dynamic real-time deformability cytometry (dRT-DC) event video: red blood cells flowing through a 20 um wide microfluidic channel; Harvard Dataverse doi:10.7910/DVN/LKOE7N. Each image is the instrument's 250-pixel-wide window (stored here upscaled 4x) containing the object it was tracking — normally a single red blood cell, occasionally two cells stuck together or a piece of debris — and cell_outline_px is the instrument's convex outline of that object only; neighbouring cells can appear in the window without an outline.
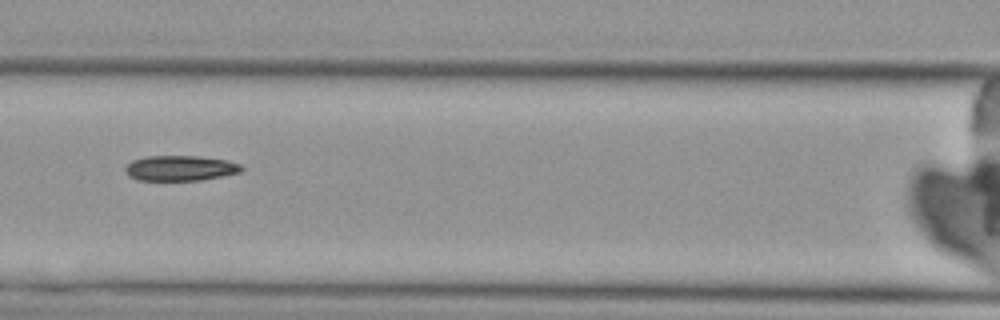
{"species": "Egyptian fruit bat (a non-hibernating species)", "species_latin": "Rousettus aegyptiacus", "temperature_condition": "cold", "stored_images_in_passage": 9, "camera_frame_rate_fps": 3000, "um_per_image_px": 0.085, "animal": {"sex": "female"}, "frame": {"image": 1, "passage_image": 8, "time_ms": 8.333, "image_size_px": [1000, 320], "cell_outline_px": [[244, 172], [200, 180], [136, 180], [128, 176], [124, 168], [132, 160], [148, 156], [200, 156], [228, 160], [240, 164], [244, 168]], "centroid_in_image_um": [15.35, 14.29], "position_along_channel_um": 151.2, "area_um2": 17.28}}
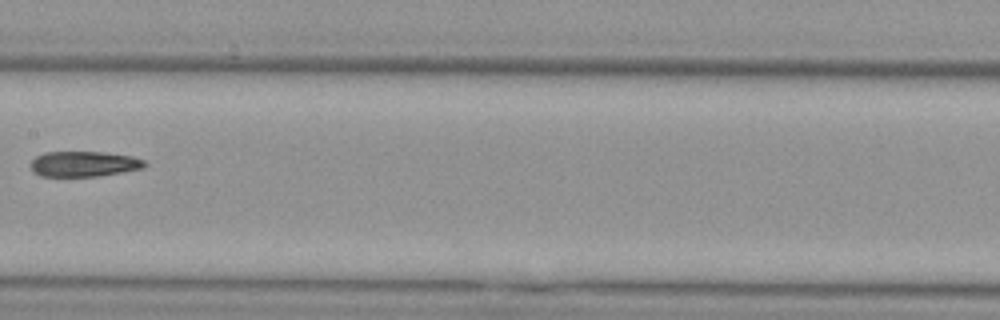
{"frame": {"image": 2, "passage_image": 9, "time_ms": 9.667, "image_size_px": [1000, 320], "cell_outline_px": [[148, 164], [144, 168], [100, 176], [40, 176], [32, 172], [32, 160], [36, 156], [44, 152], [104, 152], [132, 156], [144, 160]], "centroid_in_image_um": [7.15, 13.93], "position_along_channel_um": 200.2, "area_um2": 16.94}}